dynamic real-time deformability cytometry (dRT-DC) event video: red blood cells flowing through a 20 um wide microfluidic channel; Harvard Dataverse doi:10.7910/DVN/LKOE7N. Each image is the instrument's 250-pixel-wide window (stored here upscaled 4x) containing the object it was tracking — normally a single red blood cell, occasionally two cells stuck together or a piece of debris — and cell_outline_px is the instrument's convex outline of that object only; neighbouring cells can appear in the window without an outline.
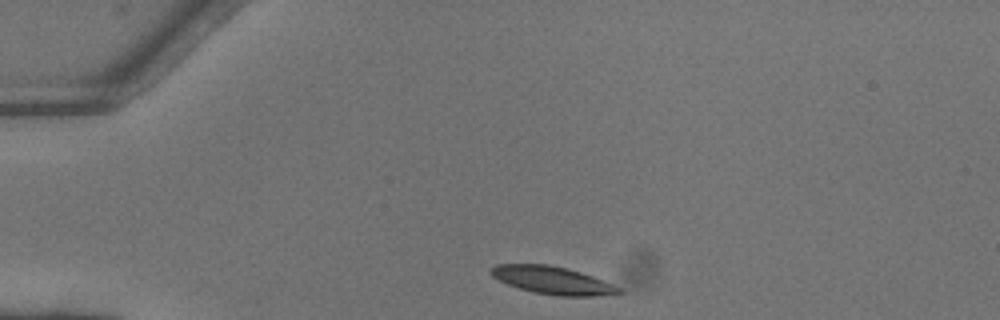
{"species": "common noctule bat (a hibernating species)", "species_latin": "Nyctalus noctula", "temperature_condition": "warm", "stored_images_in_passage": 40, "camera_frame_rate_fps": 3000, "um_per_image_px": 0.085, "animal": {"sex": "female"}, "frame": {"image": 1, "passage_image": 1, "time_ms": 0.0, "image_size_px": [1000, 320], "cell_outline_px": [[624, 292], [592, 296], [556, 296], [532, 292], [508, 284], [492, 276], [488, 272], [496, 264], [548, 264], [568, 268], [592, 276], [612, 284], [620, 288]], "centroid_in_image_um": [46.94, 23.82], "position_along_channel_um": 38.1, "area_um2": 20.52}}
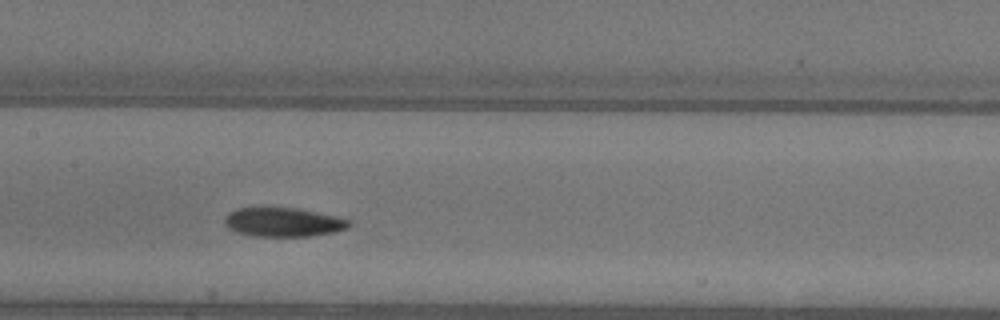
{"frame": {"image": 2, "passage_image": 15, "time_ms": 4.667, "image_size_px": [1000, 320], "cell_outline_px": [[352, 224], [348, 228], [336, 232], [308, 236], [252, 236], [236, 232], [228, 228], [224, 224], [224, 220], [228, 212], [236, 208], [296, 208], [336, 216], [352, 220]], "centroid_in_image_um": [24.09, 18.89], "position_along_channel_um": 183.3, "area_um2": 21.15}}
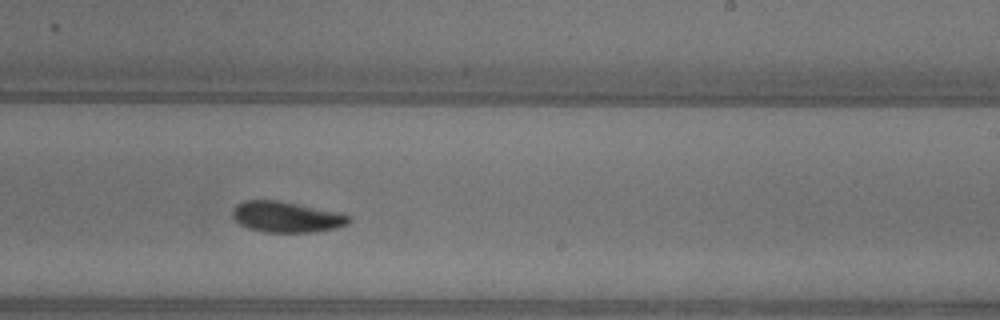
{"frame": {"image": 3, "passage_image": 21, "time_ms": 6.667, "image_size_px": [1000, 320], "cell_outline_px": [[352, 220], [348, 224], [336, 228], [316, 232], [264, 232], [248, 228], [240, 224], [232, 216], [232, 212], [236, 204], [244, 200], [280, 200], [336, 212], [348, 216]], "centroid_in_image_um": [24.32, 18.44], "position_along_channel_um": 264.7, "area_um2": 20.87}, "authors_computed_cell_mechanics": {"area_um2": 20.8369, "velocity_mm_per_s": 4.0857, "shape_relaxation_time_tau1_ms": 3.1419, "shape_relaxation_time_tau2_ms": 4.6058, "deformation_change_tau1": 0.1312, "deformation_change_tau2": 0.1006}}